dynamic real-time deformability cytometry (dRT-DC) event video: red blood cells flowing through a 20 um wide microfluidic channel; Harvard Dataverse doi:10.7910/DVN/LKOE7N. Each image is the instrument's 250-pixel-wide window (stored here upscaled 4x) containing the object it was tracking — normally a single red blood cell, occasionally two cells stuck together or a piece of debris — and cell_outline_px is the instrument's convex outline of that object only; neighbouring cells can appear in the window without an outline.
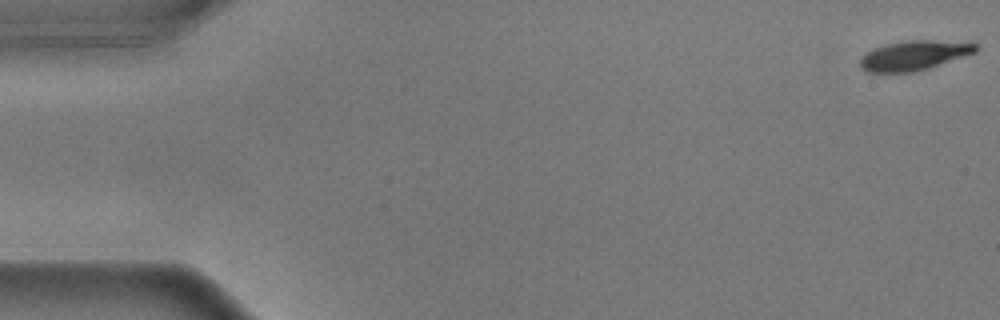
{"species": "common noctule bat (a hibernating species)", "species_latin": "Nyctalus noctula", "temperature_condition": "warm", "stored_images_in_passage": 56, "camera_frame_rate_fps": 3000, "um_per_image_px": 0.085, "animal": {"sex": "male", "body_mass_g": 17.9}, "frame": {"image": 1, "passage_image": 1, "time_ms": 0.0, "image_size_px": [1000, 320], "cell_outline_px": [[980, 48], [976, 52], [928, 68], [912, 72], [864, 72], [860, 68], [860, 56], [872, 48], [884, 44], [904, 40], [972, 40]], "centroid_in_image_um": [77.72, 4.67], "position_along_channel_um": 7.3, "area_um2": 20.58}}
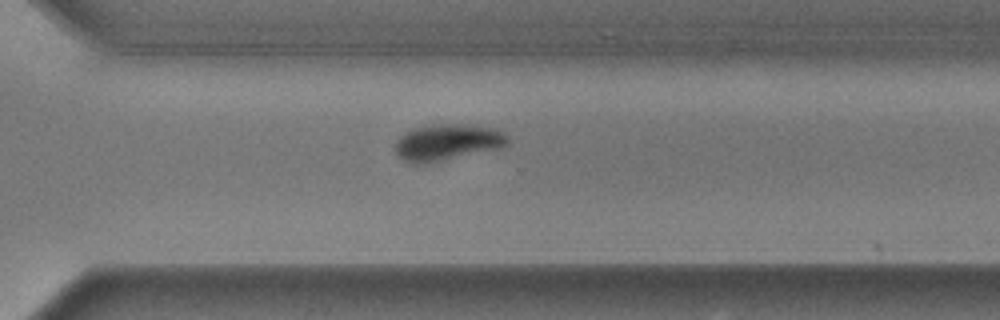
{"frame": {"image": 2, "passage_image": 40, "time_ms": 13.0, "image_size_px": [1000, 320], "cell_outline_px": [[508, 140], [500, 148], [428, 164], [408, 164], [396, 152], [396, 144], [400, 136], [404, 132], [416, 128], [440, 124], [472, 124], [496, 128], [504, 132], [508, 136]], "centroid_in_image_um": [38.04, 12.1], "position_along_channel_um": 332.6, "area_um2": 23.93}}
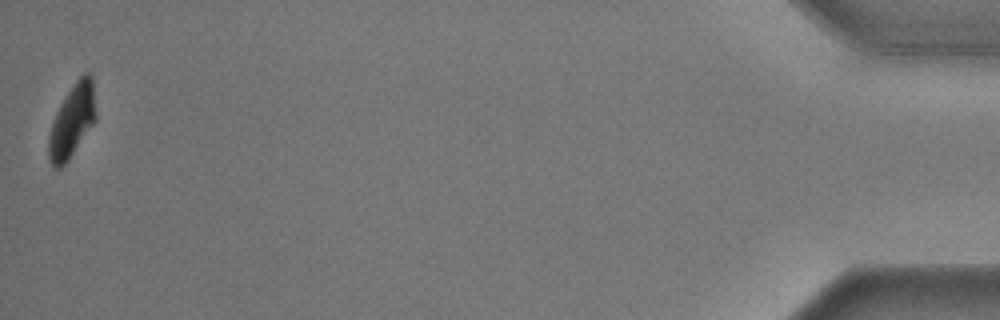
{"frame": {"image": 3, "passage_image": 56, "time_ms": 18.333, "image_size_px": [1000, 320], "cell_outline_px": [[96, 120], [68, 160], [60, 168], [56, 168], [48, 160], [48, 136], [56, 112], [60, 104], [76, 80], [84, 72], [88, 72], [92, 76], [96, 112]], "centroid_in_image_um": [6.13, 10.27], "position_along_channel_um": 429.1, "area_um2": 19.88}, "authors_computed_cell_mechanics": {"area_um2": 23.2067, "velocity_mm_per_s": 3.5836, "shape_relaxation_time_tau1_ms": 1.747, "shape_relaxation_time_tau2_ms": null, "deformation_change_tau1": 0.1707, "deformation_change_tau2": null}}